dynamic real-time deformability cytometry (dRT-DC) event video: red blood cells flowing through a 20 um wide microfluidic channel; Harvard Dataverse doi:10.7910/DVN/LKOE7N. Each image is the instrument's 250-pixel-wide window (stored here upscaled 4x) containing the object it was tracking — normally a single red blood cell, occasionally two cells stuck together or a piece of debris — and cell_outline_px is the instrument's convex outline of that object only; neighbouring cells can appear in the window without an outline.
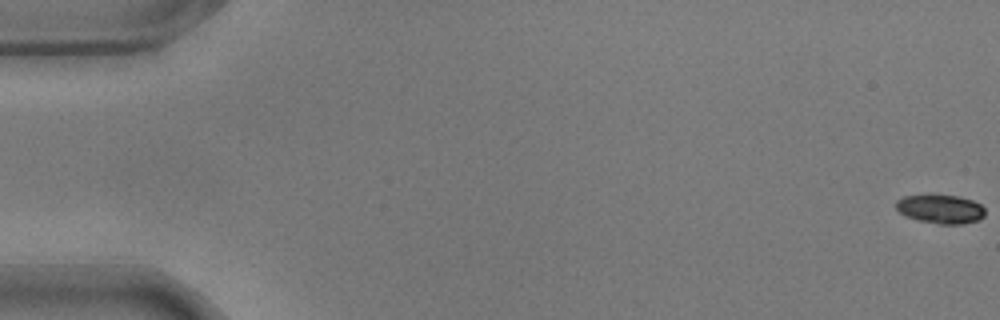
{"species": "common noctule bat (a hibernating species)", "species_latin": "Nyctalus noctula", "temperature_condition": "warm", "stored_images_in_passage": 58, "camera_frame_rate_fps": 3000, "um_per_image_px": 0.085, "animal": {"sex": "male", "body_mass_g": 17.9}, "frame": {"image": 1, "passage_image": 1, "time_ms": 0.0, "image_size_px": [1000, 320], "cell_outline_px": [[984, 216], [980, 220], [964, 224], [940, 224], [920, 220], [908, 216], [900, 212], [896, 208], [896, 200], [904, 196], [960, 196], [972, 200], [980, 204], [984, 208]], "centroid_in_image_um": [79.99, 17.78], "position_along_channel_um": 5.0, "area_um2": 14.68}}
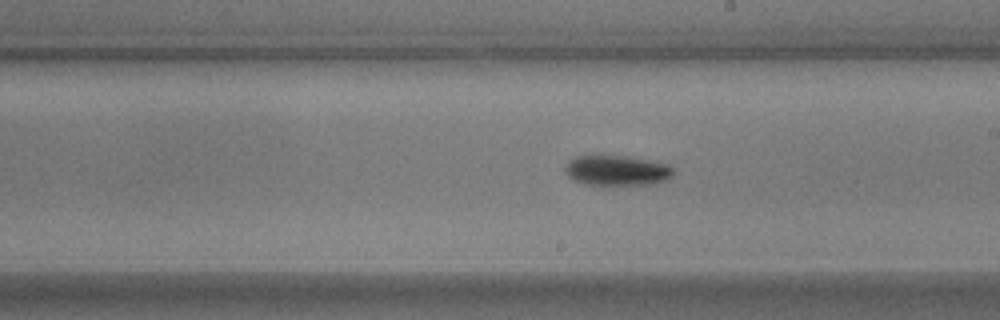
{"frame": {"image": 2, "passage_image": 34, "time_ms": 11.0, "image_size_px": [1000, 320], "cell_outline_px": [[676, 172], [668, 180], [652, 184], [584, 184], [572, 180], [564, 172], [564, 168], [568, 160], [576, 156], [600, 152], [628, 156], [668, 164], [676, 168]], "centroid_in_image_um": [52.41, 14.43], "position_along_channel_um": 236.6, "area_um2": 20.0}}
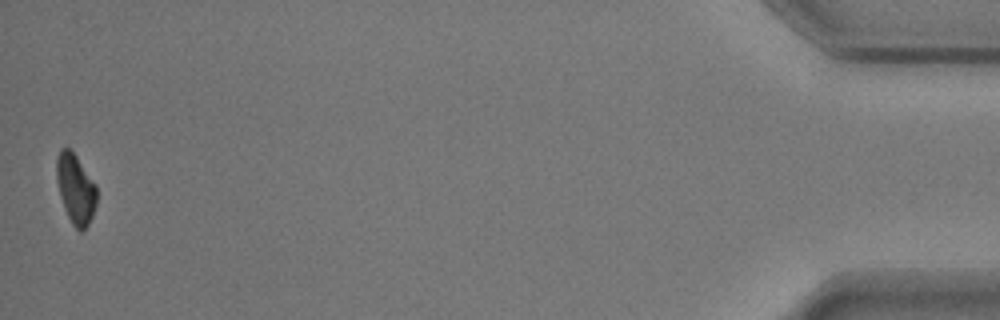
{"frame": {"image": 3, "passage_image": 58, "time_ms": 19.0, "image_size_px": [1000, 320], "cell_outline_px": [[96, 204], [92, 216], [88, 224], [80, 232], [72, 224], [64, 208], [60, 196], [56, 180], [56, 156], [60, 148], [68, 148], [76, 156], [96, 184]], "centroid_in_image_um": [6.4, 16.04], "position_along_channel_um": 428.8, "area_um2": 16.24}, "authors_computed_cell_mechanics": {"area_um2": 17.5134, "velocity_mm_per_s": 3.5367, "shape_relaxation_time_tau1_ms": 2.2274, "shape_relaxation_time_tau2_ms": null, "deformation_change_tau1": 0.1128, "deformation_change_tau2": null}}